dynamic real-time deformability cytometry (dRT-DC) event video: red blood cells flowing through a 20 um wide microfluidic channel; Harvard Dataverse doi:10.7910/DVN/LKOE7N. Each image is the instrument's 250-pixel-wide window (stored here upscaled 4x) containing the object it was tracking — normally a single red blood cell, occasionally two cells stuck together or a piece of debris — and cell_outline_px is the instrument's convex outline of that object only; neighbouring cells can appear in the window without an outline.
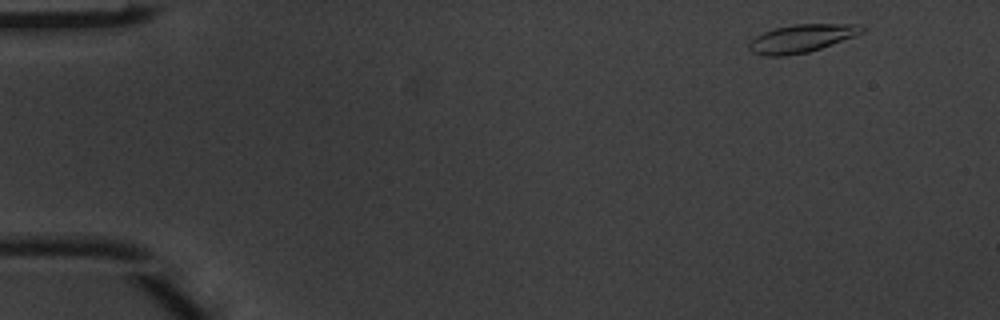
{"species": "common noctule bat (a hibernating species)", "species_latin": "Nyctalus noctula", "temperature_condition": "warm", "stored_images_in_passage": 3, "camera_frame_rate_fps": 3000, "um_per_image_px": 0.085, "animal": {"sex": "male", "body_mass_g": 20.1, "forearm_length_mm": 53.5}, "frame": {"image": 1, "passage_image": 1, "time_ms": 0.0, "image_size_px": [1000, 320], "cell_outline_px": [[864, 32], [856, 36], [808, 52], [784, 56], [764, 56], [752, 52], [748, 48], [748, 44], [756, 36], [764, 32], [776, 28], [796, 24], [860, 24], [864, 28]], "centroid_in_image_um": [68.14, 3.27], "position_along_channel_um": 16.9, "area_um2": 18.32}}